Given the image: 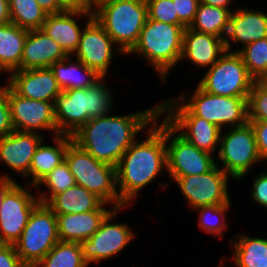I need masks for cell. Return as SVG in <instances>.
I'll list each match as a JSON object with an SVG mask.
<instances>
[{
	"mask_svg": "<svg viewBox=\"0 0 267 267\" xmlns=\"http://www.w3.org/2000/svg\"><path fill=\"white\" fill-rule=\"evenodd\" d=\"M164 120L185 140L200 150L214 154L219 151L222 130L195 114H165ZM167 115V116H166ZM218 147V148H216Z\"/></svg>",
	"mask_w": 267,
	"mask_h": 267,
	"instance_id": "cell-17",
	"label": "cell"
},
{
	"mask_svg": "<svg viewBox=\"0 0 267 267\" xmlns=\"http://www.w3.org/2000/svg\"><path fill=\"white\" fill-rule=\"evenodd\" d=\"M264 90L267 91V71L255 80Z\"/></svg>",
	"mask_w": 267,
	"mask_h": 267,
	"instance_id": "cell-48",
	"label": "cell"
},
{
	"mask_svg": "<svg viewBox=\"0 0 267 267\" xmlns=\"http://www.w3.org/2000/svg\"><path fill=\"white\" fill-rule=\"evenodd\" d=\"M53 137L56 146L42 145L43 143L41 142L32 157L29 176L33 178L29 184L34 187L56 166L65 161V153L69 143L72 141V137L61 134Z\"/></svg>",
	"mask_w": 267,
	"mask_h": 267,
	"instance_id": "cell-25",
	"label": "cell"
},
{
	"mask_svg": "<svg viewBox=\"0 0 267 267\" xmlns=\"http://www.w3.org/2000/svg\"><path fill=\"white\" fill-rule=\"evenodd\" d=\"M14 131L8 103V84L0 86V137Z\"/></svg>",
	"mask_w": 267,
	"mask_h": 267,
	"instance_id": "cell-38",
	"label": "cell"
},
{
	"mask_svg": "<svg viewBox=\"0 0 267 267\" xmlns=\"http://www.w3.org/2000/svg\"><path fill=\"white\" fill-rule=\"evenodd\" d=\"M103 79L84 89L62 91L56 97L54 110L59 134L71 136L90 119L110 114L113 98Z\"/></svg>",
	"mask_w": 267,
	"mask_h": 267,
	"instance_id": "cell-4",
	"label": "cell"
},
{
	"mask_svg": "<svg viewBox=\"0 0 267 267\" xmlns=\"http://www.w3.org/2000/svg\"><path fill=\"white\" fill-rule=\"evenodd\" d=\"M44 185L49 189L47 194L40 191L37 196L39 202L46 204L54 195L65 191L76 184L66 161L56 166L47 176H45L36 186V191L40 186ZM39 186V187H38ZM49 194V195H48Z\"/></svg>",
	"mask_w": 267,
	"mask_h": 267,
	"instance_id": "cell-33",
	"label": "cell"
},
{
	"mask_svg": "<svg viewBox=\"0 0 267 267\" xmlns=\"http://www.w3.org/2000/svg\"><path fill=\"white\" fill-rule=\"evenodd\" d=\"M102 203L96 210L75 214H55L57 218L59 241L78 242L91 237L100 227L105 217L114 209L107 210ZM106 208V209H105Z\"/></svg>",
	"mask_w": 267,
	"mask_h": 267,
	"instance_id": "cell-23",
	"label": "cell"
},
{
	"mask_svg": "<svg viewBox=\"0 0 267 267\" xmlns=\"http://www.w3.org/2000/svg\"><path fill=\"white\" fill-rule=\"evenodd\" d=\"M94 18L110 35L119 55L127 54L137 43L148 17L145 0L95 1Z\"/></svg>",
	"mask_w": 267,
	"mask_h": 267,
	"instance_id": "cell-6",
	"label": "cell"
},
{
	"mask_svg": "<svg viewBox=\"0 0 267 267\" xmlns=\"http://www.w3.org/2000/svg\"><path fill=\"white\" fill-rule=\"evenodd\" d=\"M159 115L158 103L124 116L92 118L71 135L72 141L96 160L117 167L124 152L137 140V134Z\"/></svg>",
	"mask_w": 267,
	"mask_h": 267,
	"instance_id": "cell-1",
	"label": "cell"
},
{
	"mask_svg": "<svg viewBox=\"0 0 267 267\" xmlns=\"http://www.w3.org/2000/svg\"><path fill=\"white\" fill-rule=\"evenodd\" d=\"M243 58L248 73L256 80L267 71V38L251 42L237 51Z\"/></svg>",
	"mask_w": 267,
	"mask_h": 267,
	"instance_id": "cell-34",
	"label": "cell"
},
{
	"mask_svg": "<svg viewBox=\"0 0 267 267\" xmlns=\"http://www.w3.org/2000/svg\"><path fill=\"white\" fill-rule=\"evenodd\" d=\"M8 85L20 96L55 103L62 92L50 68L15 70L9 74Z\"/></svg>",
	"mask_w": 267,
	"mask_h": 267,
	"instance_id": "cell-18",
	"label": "cell"
},
{
	"mask_svg": "<svg viewBox=\"0 0 267 267\" xmlns=\"http://www.w3.org/2000/svg\"><path fill=\"white\" fill-rule=\"evenodd\" d=\"M218 160L231 178L242 179L254 164L260 163L257 142L251 124L231 127L220 136Z\"/></svg>",
	"mask_w": 267,
	"mask_h": 267,
	"instance_id": "cell-10",
	"label": "cell"
},
{
	"mask_svg": "<svg viewBox=\"0 0 267 267\" xmlns=\"http://www.w3.org/2000/svg\"><path fill=\"white\" fill-rule=\"evenodd\" d=\"M59 5L65 11H80L84 13H94V0H58Z\"/></svg>",
	"mask_w": 267,
	"mask_h": 267,
	"instance_id": "cell-43",
	"label": "cell"
},
{
	"mask_svg": "<svg viewBox=\"0 0 267 267\" xmlns=\"http://www.w3.org/2000/svg\"><path fill=\"white\" fill-rule=\"evenodd\" d=\"M235 237V241L230 240L234 250V267H267V239L237 234ZM223 265L222 259L219 267Z\"/></svg>",
	"mask_w": 267,
	"mask_h": 267,
	"instance_id": "cell-29",
	"label": "cell"
},
{
	"mask_svg": "<svg viewBox=\"0 0 267 267\" xmlns=\"http://www.w3.org/2000/svg\"><path fill=\"white\" fill-rule=\"evenodd\" d=\"M255 79L248 73L238 52L226 51L209 67L199 82L206 92L229 97H248Z\"/></svg>",
	"mask_w": 267,
	"mask_h": 267,
	"instance_id": "cell-9",
	"label": "cell"
},
{
	"mask_svg": "<svg viewBox=\"0 0 267 267\" xmlns=\"http://www.w3.org/2000/svg\"><path fill=\"white\" fill-rule=\"evenodd\" d=\"M231 206L230 201L225 204L209 205L196 208L200 214L199 217V227L208 234H213L220 236L222 239L224 237L223 230L227 229L229 225L226 222V213ZM215 217V221L213 218Z\"/></svg>",
	"mask_w": 267,
	"mask_h": 267,
	"instance_id": "cell-35",
	"label": "cell"
},
{
	"mask_svg": "<svg viewBox=\"0 0 267 267\" xmlns=\"http://www.w3.org/2000/svg\"><path fill=\"white\" fill-rule=\"evenodd\" d=\"M16 183L8 174L0 175V211L7 191Z\"/></svg>",
	"mask_w": 267,
	"mask_h": 267,
	"instance_id": "cell-45",
	"label": "cell"
},
{
	"mask_svg": "<svg viewBox=\"0 0 267 267\" xmlns=\"http://www.w3.org/2000/svg\"><path fill=\"white\" fill-rule=\"evenodd\" d=\"M122 209L114 208L102 221L99 229L80 243L84 260L88 265L112 258L134 239L135 233L128 224L112 222Z\"/></svg>",
	"mask_w": 267,
	"mask_h": 267,
	"instance_id": "cell-12",
	"label": "cell"
},
{
	"mask_svg": "<svg viewBox=\"0 0 267 267\" xmlns=\"http://www.w3.org/2000/svg\"><path fill=\"white\" fill-rule=\"evenodd\" d=\"M81 17L94 16L91 13L80 11H62L47 15L41 29L56 41L68 56H72L78 48L83 31L76 21L77 18Z\"/></svg>",
	"mask_w": 267,
	"mask_h": 267,
	"instance_id": "cell-24",
	"label": "cell"
},
{
	"mask_svg": "<svg viewBox=\"0 0 267 267\" xmlns=\"http://www.w3.org/2000/svg\"><path fill=\"white\" fill-rule=\"evenodd\" d=\"M148 18L169 24H182L173 0H145Z\"/></svg>",
	"mask_w": 267,
	"mask_h": 267,
	"instance_id": "cell-37",
	"label": "cell"
},
{
	"mask_svg": "<svg viewBox=\"0 0 267 267\" xmlns=\"http://www.w3.org/2000/svg\"><path fill=\"white\" fill-rule=\"evenodd\" d=\"M68 55L42 29L29 30L24 41L20 67L17 70L50 68Z\"/></svg>",
	"mask_w": 267,
	"mask_h": 267,
	"instance_id": "cell-22",
	"label": "cell"
},
{
	"mask_svg": "<svg viewBox=\"0 0 267 267\" xmlns=\"http://www.w3.org/2000/svg\"><path fill=\"white\" fill-rule=\"evenodd\" d=\"M159 118L160 115L147 127L145 140L131 144L116 167L121 208L131 207L139 191L167 169L165 120L159 124Z\"/></svg>",
	"mask_w": 267,
	"mask_h": 267,
	"instance_id": "cell-2",
	"label": "cell"
},
{
	"mask_svg": "<svg viewBox=\"0 0 267 267\" xmlns=\"http://www.w3.org/2000/svg\"><path fill=\"white\" fill-rule=\"evenodd\" d=\"M10 22L26 30L41 29L47 13L37 0H8Z\"/></svg>",
	"mask_w": 267,
	"mask_h": 267,
	"instance_id": "cell-31",
	"label": "cell"
},
{
	"mask_svg": "<svg viewBox=\"0 0 267 267\" xmlns=\"http://www.w3.org/2000/svg\"><path fill=\"white\" fill-rule=\"evenodd\" d=\"M179 21L190 27L193 23L200 0H173Z\"/></svg>",
	"mask_w": 267,
	"mask_h": 267,
	"instance_id": "cell-39",
	"label": "cell"
},
{
	"mask_svg": "<svg viewBox=\"0 0 267 267\" xmlns=\"http://www.w3.org/2000/svg\"><path fill=\"white\" fill-rule=\"evenodd\" d=\"M229 38V39H228ZM267 38V14L258 10L237 8L230 16L229 26L224 38L226 51L231 52V42L245 46L251 42Z\"/></svg>",
	"mask_w": 267,
	"mask_h": 267,
	"instance_id": "cell-20",
	"label": "cell"
},
{
	"mask_svg": "<svg viewBox=\"0 0 267 267\" xmlns=\"http://www.w3.org/2000/svg\"><path fill=\"white\" fill-rule=\"evenodd\" d=\"M233 0H200V2L209 5V6H215V7H220V8H229L230 3Z\"/></svg>",
	"mask_w": 267,
	"mask_h": 267,
	"instance_id": "cell-47",
	"label": "cell"
},
{
	"mask_svg": "<svg viewBox=\"0 0 267 267\" xmlns=\"http://www.w3.org/2000/svg\"><path fill=\"white\" fill-rule=\"evenodd\" d=\"M65 161L80 185L113 208H121L117 191L116 167L96 160L89 152L71 141L65 153Z\"/></svg>",
	"mask_w": 267,
	"mask_h": 267,
	"instance_id": "cell-7",
	"label": "cell"
},
{
	"mask_svg": "<svg viewBox=\"0 0 267 267\" xmlns=\"http://www.w3.org/2000/svg\"><path fill=\"white\" fill-rule=\"evenodd\" d=\"M248 121H267V91L256 81L247 99Z\"/></svg>",
	"mask_w": 267,
	"mask_h": 267,
	"instance_id": "cell-36",
	"label": "cell"
},
{
	"mask_svg": "<svg viewBox=\"0 0 267 267\" xmlns=\"http://www.w3.org/2000/svg\"><path fill=\"white\" fill-rule=\"evenodd\" d=\"M39 203V199L18 182L7 191L0 211V244L14 245Z\"/></svg>",
	"mask_w": 267,
	"mask_h": 267,
	"instance_id": "cell-14",
	"label": "cell"
},
{
	"mask_svg": "<svg viewBox=\"0 0 267 267\" xmlns=\"http://www.w3.org/2000/svg\"><path fill=\"white\" fill-rule=\"evenodd\" d=\"M186 94H180L173 101L159 103V113L166 114H195L216 125L221 130L227 127H237L248 122V97H229L213 95L204 91L199 85L186 100ZM181 101L182 104L180 103ZM230 125V126H229ZM224 127V128H223Z\"/></svg>",
	"mask_w": 267,
	"mask_h": 267,
	"instance_id": "cell-3",
	"label": "cell"
},
{
	"mask_svg": "<svg viewBox=\"0 0 267 267\" xmlns=\"http://www.w3.org/2000/svg\"><path fill=\"white\" fill-rule=\"evenodd\" d=\"M114 41L94 18L88 17L74 56L87 67L105 77L113 57Z\"/></svg>",
	"mask_w": 267,
	"mask_h": 267,
	"instance_id": "cell-16",
	"label": "cell"
},
{
	"mask_svg": "<svg viewBox=\"0 0 267 267\" xmlns=\"http://www.w3.org/2000/svg\"><path fill=\"white\" fill-rule=\"evenodd\" d=\"M59 241L57 218L46 205L39 203L14 243L19 259L26 267L36 266Z\"/></svg>",
	"mask_w": 267,
	"mask_h": 267,
	"instance_id": "cell-8",
	"label": "cell"
},
{
	"mask_svg": "<svg viewBox=\"0 0 267 267\" xmlns=\"http://www.w3.org/2000/svg\"><path fill=\"white\" fill-rule=\"evenodd\" d=\"M44 135L35 132L13 131L7 136L0 137V162L28 181L29 169L36 149L43 140Z\"/></svg>",
	"mask_w": 267,
	"mask_h": 267,
	"instance_id": "cell-19",
	"label": "cell"
},
{
	"mask_svg": "<svg viewBox=\"0 0 267 267\" xmlns=\"http://www.w3.org/2000/svg\"><path fill=\"white\" fill-rule=\"evenodd\" d=\"M8 103L11 121L15 131L35 132L37 130L57 131L54 103L28 99L18 95L8 85Z\"/></svg>",
	"mask_w": 267,
	"mask_h": 267,
	"instance_id": "cell-15",
	"label": "cell"
},
{
	"mask_svg": "<svg viewBox=\"0 0 267 267\" xmlns=\"http://www.w3.org/2000/svg\"><path fill=\"white\" fill-rule=\"evenodd\" d=\"M232 10L199 3L193 23L189 28L200 33L225 38Z\"/></svg>",
	"mask_w": 267,
	"mask_h": 267,
	"instance_id": "cell-30",
	"label": "cell"
},
{
	"mask_svg": "<svg viewBox=\"0 0 267 267\" xmlns=\"http://www.w3.org/2000/svg\"><path fill=\"white\" fill-rule=\"evenodd\" d=\"M28 31L11 22L0 26V72L11 73L20 67Z\"/></svg>",
	"mask_w": 267,
	"mask_h": 267,
	"instance_id": "cell-28",
	"label": "cell"
},
{
	"mask_svg": "<svg viewBox=\"0 0 267 267\" xmlns=\"http://www.w3.org/2000/svg\"><path fill=\"white\" fill-rule=\"evenodd\" d=\"M252 183L253 200L263 208H267V171L261 172Z\"/></svg>",
	"mask_w": 267,
	"mask_h": 267,
	"instance_id": "cell-41",
	"label": "cell"
},
{
	"mask_svg": "<svg viewBox=\"0 0 267 267\" xmlns=\"http://www.w3.org/2000/svg\"><path fill=\"white\" fill-rule=\"evenodd\" d=\"M40 7L48 14H55L65 11L60 5L58 0H37Z\"/></svg>",
	"mask_w": 267,
	"mask_h": 267,
	"instance_id": "cell-44",
	"label": "cell"
},
{
	"mask_svg": "<svg viewBox=\"0 0 267 267\" xmlns=\"http://www.w3.org/2000/svg\"><path fill=\"white\" fill-rule=\"evenodd\" d=\"M185 28L183 24H169L147 17L137 43L126 55L137 53L144 57L165 83L168 71L180 62Z\"/></svg>",
	"mask_w": 267,
	"mask_h": 267,
	"instance_id": "cell-5",
	"label": "cell"
},
{
	"mask_svg": "<svg viewBox=\"0 0 267 267\" xmlns=\"http://www.w3.org/2000/svg\"><path fill=\"white\" fill-rule=\"evenodd\" d=\"M70 57L67 56L50 66L62 91L84 89L95 85L102 78L95 70L87 67L78 59L75 58L76 62L70 61Z\"/></svg>",
	"mask_w": 267,
	"mask_h": 267,
	"instance_id": "cell-26",
	"label": "cell"
},
{
	"mask_svg": "<svg viewBox=\"0 0 267 267\" xmlns=\"http://www.w3.org/2000/svg\"><path fill=\"white\" fill-rule=\"evenodd\" d=\"M34 267H88V264L80 243L58 241Z\"/></svg>",
	"mask_w": 267,
	"mask_h": 267,
	"instance_id": "cell-32",
	"label": "cell"
},
{
	"mask_svg": "<svg viewBox=\"0 0 267 267\" xmlns=\"http://www.w3.org/2000/svg\"><path fill=\"white\" fill-rule=\"evenodd\" d=\"M175 134L177 135L175 136ZM165 142L167 152V169L165 171L170 177L200 175L209 172L216 166L217 161L214 160L213 154L200 150L185 140L166 121Z\"/></svg>",
	"mask_w": 267,
	"mask_h": 267,
	"instance_id": "cell-11",
	"label": "cell"
},
{
	"mask_svg": "<svg viewBox=\"0 0 267 267\" xmlns=\"http://www.w3.org/2000/svg\"><path fill=\"white\" fill-rule=\"evenodd\" d=\"M253 128L261 161H267V121H248Z\"/></svg>",
	"mask_w": 267,
	"mask_h": 267,
	"instance_id": "cell-40",
	"label": "cell"
},
{
	"mask_svg": "<svg viewBox=\"0 0 267 267\" xmlns=\"http://www.w3.org/2000/svg\"><path fill=\"white\" fill-rule=\"evenodd\" d=\"M229 177L216 162V166L207 173L172 177V179L178 184L189 206L196 209L229 202Z\"/></svg>",
	"mask_w": 267,
	"mask_h": 267,
	"instance_id": "cell-13",
	"label": "cell"
},
{
	"mask_svg": "<svg viewBox=\"0 0 267 267\" xmlns=\"http://www.w3.org/2000/svg\"><path fill=\"white\" fill-rule=\"evenodd\" d=\"M0 267H26L12 244H0Z\"/></svg>",
	"mask_w": 267,
	"mask_h": 267,
	"instance_id": "cell-42",
	"label": "cell"
},
{
	"mask_svg": "<svg viewBox=\"0 0 267 267\" xmlns=\"http://www.w3.org/2000/svg\"><path fill=\"white\" fill-rule=\"evenodd\" d=\"M226 52L224 39L186 27L183 32L182 60L191 61L198 69L212 67Z\"/></svg>",
	"mask_w": 267,
	"mask_h": 267,
	"instance_id": "cell-21",
	"label": "cell"
},
{
	"mask_svg": "<svg viewBox=\"0 0 267 267\" xmlns=\"http://www.w3.org/2000/svg\"><path fill=\"white\" fill-rule=\"evenodd\" d=\"M103 201L84 187L75 184L54 195L46 205L54 214H75L96 210Z\"/></svg>",
	"mask_w": 267,
	"mask_h": 267,
	"instance_id": "cell-27",
	"label": "cell"
},
{
	"mask_svg": "<svg viewBox=\"0 0 267 267\" xmlns=\"http://www.w3.org/2000/svg\"><path fill=\"white\" fill-rule=\"evenodd\" d=\"M10 23L8 0H0V26Z\"/></svg>",
	"mask_w": 267,
	"mask_h": 267,
	"instance_id": "cell-46",
	"label": "cell"
}]
</instances>
